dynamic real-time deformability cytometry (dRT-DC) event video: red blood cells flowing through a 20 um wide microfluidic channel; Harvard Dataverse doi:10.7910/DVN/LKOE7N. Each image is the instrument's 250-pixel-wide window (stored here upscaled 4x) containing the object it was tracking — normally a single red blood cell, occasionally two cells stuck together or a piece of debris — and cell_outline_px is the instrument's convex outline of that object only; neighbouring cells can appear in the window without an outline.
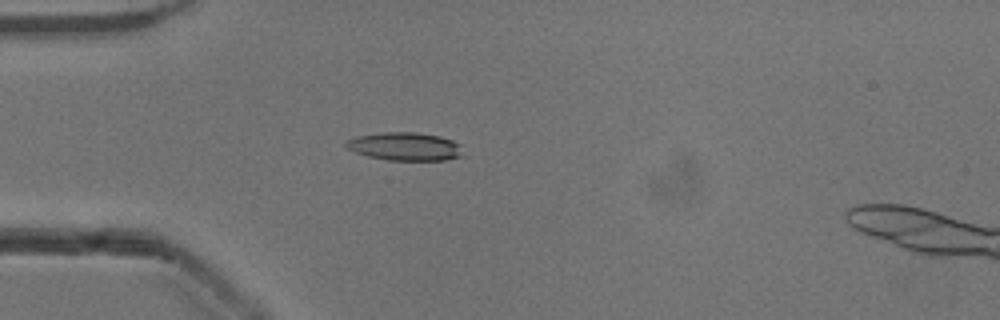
{"species": "common noctule bat (a hibernating species)", "species_latin": "Nyctalus noctula", "temperature_condition": "cold", "stored_images_in_passage": 48, "camera_frame_rate_fps": 3000, "um_per_image_px": 0.085, "animal": {"sex": "male", "body_mass_g": 13.3}, "frame": {"image": 1, "passage_image": 9, "time_ms": 2.667, "image_size_px": [1000, 320], "cell_outline_px": [[464, 156], [444, 160], [388, 160], [368, 156], [356, 152], [348, 148], [344, 144], [344, 140], [356, 136], [380, 132], [416, 132], [440, 136], [452, 140], [460, 144]], "centroid_in_image_um": [34.42, 12.44], "position_along_channel_um": 50.6, "area_um2": 19.36}}
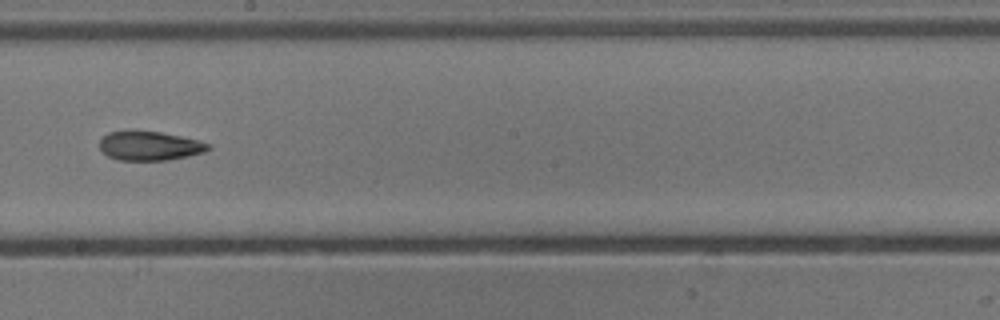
{"frame": {"image": 2, "passage_image": 24, "time_ms": 7.667, "image_size_px": [1000, 320], "cell_outline_px": [[212, 148], [204, 152], [188, 156], [168, 160], [116, 160], [108, 156], [100, 148], [100, 140], [108, 132], [128, 128], [160, 132], [180, 136], [212, 144]], "centroid_in_image_um": [12.69, 12.37], "position_along_channel_um": 235.5, "area_um2": 18.9}}
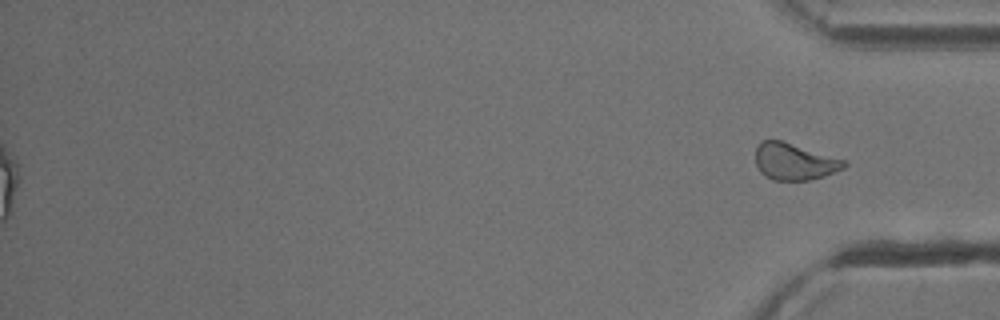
{"frame": {"image": 3, "passage_image": 48, "time_ms": 15.667, "image_size_px": [1000, 320], "cell_outline_px": [[848, 164], [844, 168], [824, 176], [808, 180], [772, 180], [764, 176], [760, 172], [756, 164], [756, 148], [760, 140], [780, 140], [848, 160]], "centroid_in_image_um": [67.53, 13.73], "position_along_channel_um": 367.7, "area_um2": 19.13}, "authors_computed_cell_mechanics": {"area_um2": 19.363, "velocity_mm_per_s": 3.9104, "shape_relaxation_time_tau1_ms": 4.9439, "shape_relaxation_time_tau2_ms": 4.4299, "deformation_change_tau1": 0.1598, "deformation_change_tau2": 0.1355}}